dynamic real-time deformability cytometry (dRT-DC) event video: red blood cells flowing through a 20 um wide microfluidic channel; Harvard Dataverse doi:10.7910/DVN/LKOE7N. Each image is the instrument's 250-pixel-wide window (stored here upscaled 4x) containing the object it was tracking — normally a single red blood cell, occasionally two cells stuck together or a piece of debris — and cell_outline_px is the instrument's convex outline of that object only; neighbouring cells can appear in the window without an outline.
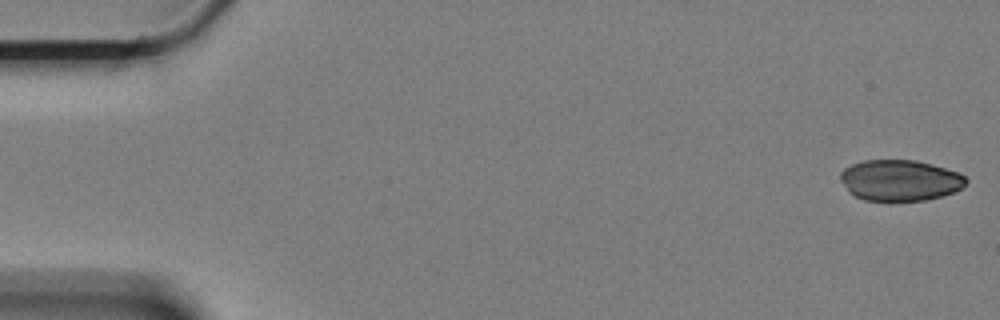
{"species": "Egyptian fruit bat (a non-hibernating species)", "species_latin": "Rousettus aegyptiacus", "temperature_condition": "cold", "stored_images_in_passage": 57, "camera_frame_rate_fps": 3000, "um_per_image_px": 0.085, "animal": {"sex": "female"}, "frame": {"image": 1, "passage_image": 1, "time_ms": 0.0, "image_size_px": [1000, 320], "cell_outline_px": [[968, 180], [960, 188], [952, 192], [940, 196], [924, 200], [864, 200], [848, 192], [840, 180], [840, 172], [844, 168], [852, 164], [864, 160], [916, 160], [932, 164], [960, 172]], "centroid_in_image_um": [76.47, 15.31], "position_along_channel_um": 8.5, "area_um2": 29.88}}
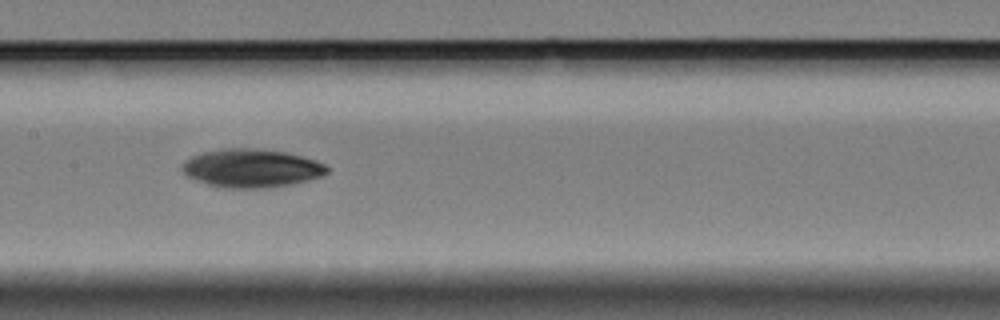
{"frame": {"image": 2, "passage_image": 29, "time_ms": 9.333, "image_size_px": [1000, 320], "cell_outline_px": [[328, 172], [324, 176], [292, 184], [264, 188], [228, 188], [208, 184], [196, 180], [188, 176], [184, 172], [184, 164], [192, 156], [204, 152], [224, 148], [260, 148], [288, 152], [304, 156], [316, 160], [324, 164], [328, 168]], "centroid_in_image_um": [21.45, 14.29], "position_along_channel_um": 185.9, "area_um2": 32.37}}
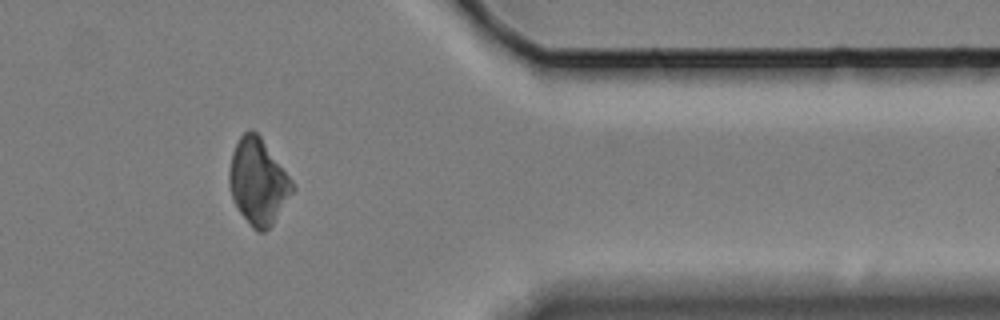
{"frame": {"image": 3, "passage_image": 49, "time_ms": 16.0, "image_size_px": [1000, 320], "cell_outline_px": [[296, 188], [272, 224], [264, 232], [260, 232], [252, 228], [240, 212], [232, 200], [228, 184], [228, 172], [232, 152], [240, 136], [248, 128], [252, 128], [260, 136], [296, 184]], "centroid_in_image_um": [21.93, 15.42], "position_along_channel_um": 389.5, "area_um2": 31.85}}